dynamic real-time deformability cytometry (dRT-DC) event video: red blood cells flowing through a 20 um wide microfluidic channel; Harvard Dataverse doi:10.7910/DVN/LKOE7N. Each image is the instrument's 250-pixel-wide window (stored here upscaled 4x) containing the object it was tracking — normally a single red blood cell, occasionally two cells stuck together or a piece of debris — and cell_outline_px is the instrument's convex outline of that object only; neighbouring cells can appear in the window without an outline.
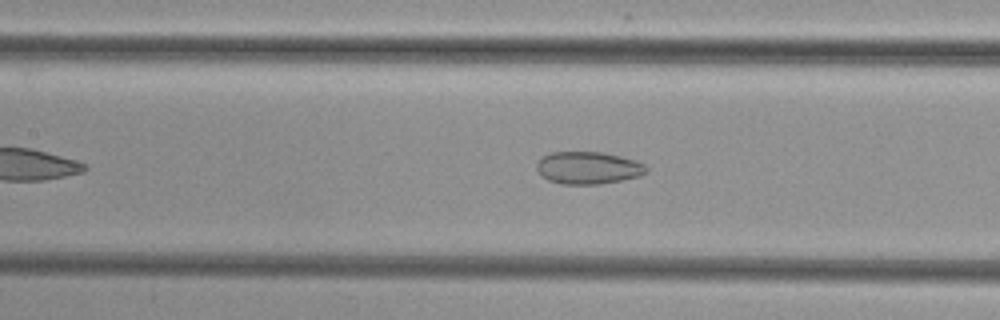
{"species": "common noctule bat (a hibernating species)", "species_latin": "Nyctalus noctula", "temperature_condition": "cold", "stored_images_in_passage": 42, "camera_frame_rate_fps": 3000, "um_per_image_px": 0.085, "animal": {"sex": "female", "body_mass_g": 29.2, "forearm_length_mm": 56.3}, "frame": {"image": 1, "passage_image": 14, "time_ms": 4.333, "image_size_px": [1000, 320], "cell_outline_px": [[648, 172], [640, 176], [600, 184], [560, 184], [548, 180], [540, 176], [536, 168], [536, 164], [544, 156], [552, 152], [600, 152], [620, 156], [644, 164], [648, 168]], "centroid_in_image_um": [49.97, 14.28], "position_along_channel_um": 157.4, "area_um2": 20.63}}
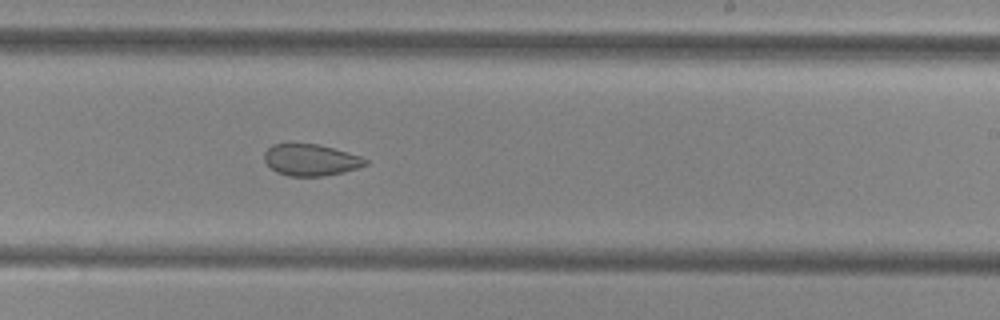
{"frame": {"image": 2, "passage_image": 22, "time_ms": 7.0, "image_size_px": [1000, 320], "cell_outline_px": [[368, 164], [344, 172], [324, 176], [288, 176], [276, 172], [264, 160], [264, 152], [272, 144], [316, 144], [332, 148], [360, 156], [368, 160]], "centroid_in_image_um": [26.4, 13.6], "position_along_channel_um": 262.6, "area_um2": 18.44}}
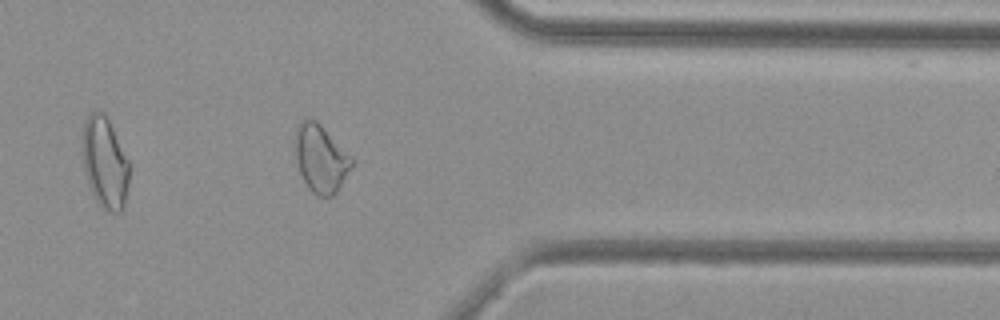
{"frame": {"image": 3, "passage_image": 32, "time_ms": 10.333, "image_size_px": [1000, 320], "cell_outline_px": [[356, 160], [336, 192], [332, 196], [316, 196], [308, 188], [300, 172], [296, 160], [296, 128], [308, 116], [316, 120]], "centroid_in_image_um": [27.29, 13.48], "position_along_channel_um": 384.1, "area_um2": 22.14}}